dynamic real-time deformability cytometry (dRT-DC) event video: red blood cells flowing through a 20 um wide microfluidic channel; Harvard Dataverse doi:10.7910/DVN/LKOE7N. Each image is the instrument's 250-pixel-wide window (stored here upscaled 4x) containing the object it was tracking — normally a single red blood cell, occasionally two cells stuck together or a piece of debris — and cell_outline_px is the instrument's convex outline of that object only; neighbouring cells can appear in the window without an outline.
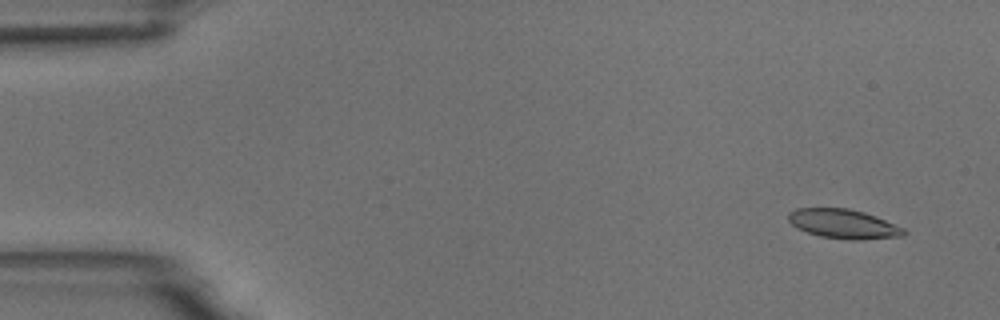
{"species": "common noctule bat (a hibernating species)", "species_latin": "Nyctalus noctula", "temperature_condition": "room temperature", "stored_images_in_passage": 6, "camera_frame_rate_fps": 3000, "um_per_image_px": 0.085, "animal": {"sex": "male", "body_mass_g": 18.8}, "frame": {"image": 1, "passage_image": 2, "time_ms": 1.0, "image_size_px": [1000, 320], "cell_outline_px": [[908, 232], [904, 236], [860, 240], [848, 240], [820, 236], [796, 228], [788, 220], [788, 212], [796, 208], [848, 208], [864, 212], [876, 216], [904, 228]], "centroid_in_image_um": [71.71, 19.03], "position_along_channel_um": 13.3, "area_um2": 19.88}}
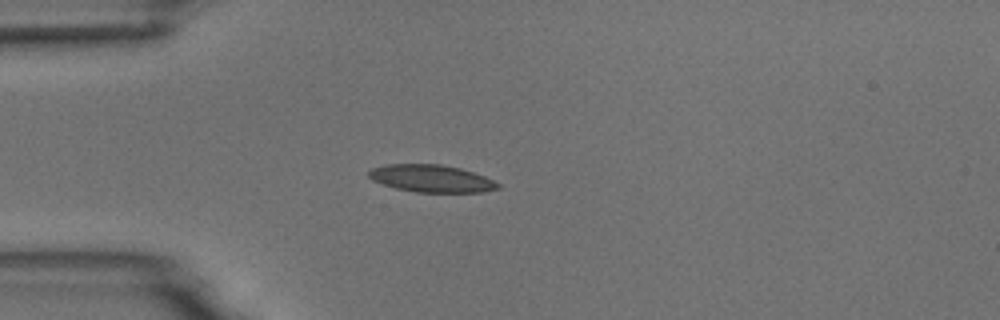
{"frame": {"image": 2, "passage_image": 5, "time_ms": 4.667, "image_size_px": [1000, 320], "cell_outline_px": [[500, 188], [484, 192], [416, 192], [396, 188], [372, 180], [368, 176], [368, 172], [372, 168], [388, 164], [440, 164], [460, 168], [484, 176], [500, 184]], "centroid_in_image_um": [36.67, 15.17], "position_along_channel_um": 48.3, "area_um2": 20.46}}